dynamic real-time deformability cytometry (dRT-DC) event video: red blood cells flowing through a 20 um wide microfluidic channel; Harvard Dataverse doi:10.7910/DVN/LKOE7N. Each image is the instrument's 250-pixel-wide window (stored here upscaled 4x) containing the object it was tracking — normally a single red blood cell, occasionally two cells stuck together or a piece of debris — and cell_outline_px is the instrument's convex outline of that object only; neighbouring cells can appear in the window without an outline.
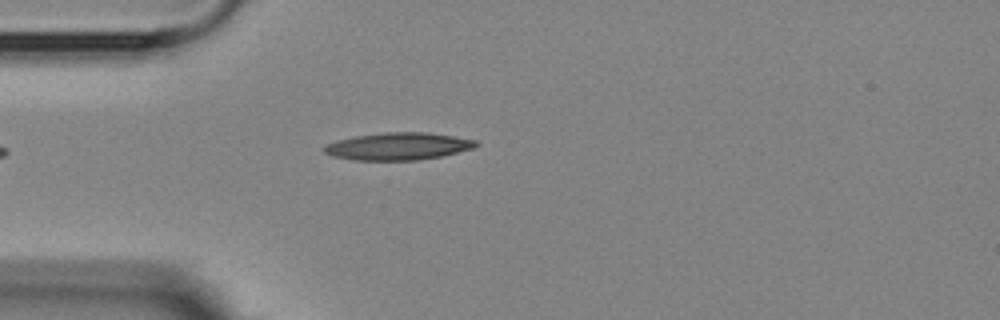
{"species": "Egyptian fruit bat (a non-hibernating species)", "species_latin": "Rousettus aegyptiacus", "temperature_condition": "room temperature", "stored_images_in_passage": 5, "camera_frame_rate_fps": 3000, "um_per_image_px": 0.085, "animal": {"sex": "female"}, "frame": {"image": 1, "passage_image": 5, "time_ms": 4.667, "image_size_px": [1000, 320], "cell_outline_px": [[480, 144], [472, 148], [440, 156], [420, 160], [352, 160], [332, 156], [324, 152], [320, 148], [324, 144], [336, 140], [356, 136], [384, 132], [428, 132], [476, 140]], "centroid_in_image_um": [33.77, 12.43], "position_along_channel_um": 51.2, "area_um2": 24.28}}